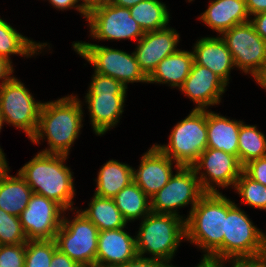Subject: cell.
<instances>
[{"label": "cell", "mask_w": 266, "mask_h": 267, "mask_svg": "<svg viewBox=\"0 0 266 267\" xmlns=\"http://www.w3.org/2000/svg\"><path fill=\"white\" fill-rule=\"evenodd\" d=\"M191 167L205 193H222L219 188L233 189L243 171V166L236 156L209 147L200 154Z\"/></svg>", "instance_id": "5bb4252c"}, {"label": "cell", "mask_w": 266, "mask_h": 267, "mask_svg": "<svg viewBox=\"0 0 266 267\" xmlns=\"http://www.w3.org/2000/svg\"><path fill=\"white\" fill-rule=\"evenodd\" d=\"M14 64L7 59L0 57V87L14 76Z\"/></svg>", "instance_id": "ab89813d"}, {"label": "cell", "mask_w": 266, "mask_h": 267, "mask_svg": "<svg viewBox=\"0 0 266 267\" xmlns=\"http://www.w3.org/2000/svg\"><path fill=\"white\" fill-rule=\"evenodd\" d=\"M266 156V135L257 125L241 123L238 136V160L242 166Z\"/></svg>", "instance_id": "f546056e"}, {"label": "cell", "mask_w": 266, "mask_h": 267, "mask_svg": "<svg viewBox=\"0 0 266 267\" xmlns=\"http://www.w3.org/2000/svg\"><path fill=\"white\" fill-rule=\"evenodd\" d=\"M181 35L170 25L158 31L145 32L133 51L143 73L149 77L165 57L179 50Z\"/></svg>", "instance_id": "ac0fdd59"}, {"label": "cell", "mask_w": 266, "mask_h": 267, "mask_svg": "<svg viewBox=\"0 0 266 267\" xmlns=\"http://www.w3.org/2000/svg\"><path fill=\"white\" fill-rule=\"evenodd\" d=\"M255 83L258 84V86H260V88H262L266 91V69L255 80Z\"/></svg>", "instance_id": "bcb514c9"}, {"label": "cell", "mask_w": 266, "mask_h": 267, "mask_svg": "<svg viewBox=\"0 0 266 267\" xmlns=\"http://www.w3.org/2000/svg\"><path fill=\"white\" fill-rule=\"evenodd\" d=\"M243 120L230 119L207 110V147L222 150L238 158V136Z\"/></svg>", "instance_id": "7402d4cb"}, {"label": "cell", "mask_w": 266, "mask_h": 267, "mask_svg": "<svg viewBox=\"0 0 266 267\" xmlns=\"http://www.w3.org/2000/svg\"><path fill=\"white\" fill-rule=\"evenodd\" d=\"M72 47L76 54L92 65L93 72L117 79L127 88L133 83H148V77L133 52L130 54L123 49L86 41H73Z\"/></svg>", "instance_id": "8992f818"}, {"label": "cell", "mask_w": 266, "mask_h": 267, "mask_svg": "<svg viewBox=\"0 0 266 267\" xmlns=\"http://www.w3.org/2000/svg\"><path fill=\"white\" fill-rule=\"evenodd\" d=\"M10 172L9 169L0 178V209L19 217L33 192L18 172L15 176L9 175Z\"/></svg>", "instance_id": "484cf974"}, {"label": "cell", "mask_w": 266, "mask_h": 267, "mask_svg": "<svg viewBox=\"0 0 266 267\" xmlns=\"http://www.w3.org/2000/svg\"><path fill=\"white\" fill-rule=\"evenodd\" d=\"M87 90L81 102L87 106L93 132L101 137L120 123L128 88L117 79L94 72Z\"/></svg>", "instance_id": "5b68a950"}, {"label": "cell", "mask_w": 266, "mask_h": 267, "mask_svg": "<svg viewBox=\"0 0 266 267\" xmlns=\"http://www.w3.org/2000/svg\"><path fill=\"white\" fill-rule=\"evenodd\" d=\"M250 216L228 197V213L222 243V261L264 253L266 231L254 225Z\"/></svg>", "instance_id": "30bf717a"}, {"label": "cell", "mask_w": 266, "mask_h": 267, "mask_svg": "<svg viewBox=\"0 0 266 267\" xmlns=\"http://www.w3.org/2000/svg\"><path fill=\"white\" fill-rule=\"evenodd\" d=\"M137 167V169L133 167L134 182L151 198L168 183L174 172L181 166L153 144L141 155L140 164Z\"/></svg>", "instance_id": "e0dca14e"}, {"label": "cell", "mask_w": 266, "mask_h": 267, "mask_svg": "<svg viewBox=\"0 0 266 267\" xmlns=\"http://www.w3.org/2000/svg\"><path fill=\"white\" fill-rule=\"evenodd\" d=\"M113 200L127 223L142 220L151 213L150 198L134 181L118 192Z\"/></svg>", "instance_id": "83f0119b"}, {"label": "cell", "mask_w": 266, "mask_h": 267, "mask_svg": "<svg viewBox=\"0 0 266 267\" xmlns=\"http://www.w3.org/2000/svg\"><path fill=\"white\" fill-rule=\"evenodd\" d=\"M137 256L136 237L124 228L99 231L96 266L118 267Z\"/></svg>", "instance_id": "d6986e66"}, {"label": "cell", "mask_w": 266, "mask_h": 267, "mask_svg": "<svg viewBox=\"0 0 266 267\" xmlns=\"http://www.w3.org/2000/svg\"><path fill=\"white\" fill-rule=\"evenodd\" d=\"M129 10L144 33L165 29L171 20L168 6L161 0H143Z\"/></svg>", "instance_id": "f1b7e54d"}, {"label": "cell", "mask_w": 266, "mask_h": 267, "mask_svg": "<svg viewBox=\"0 0 266 267\" xmlns=\"http://www.w3.org/2000/svg\"><path fill=\"white\" fill-rule=\"evenodd\" d=\"M255 31L266 41V11L250 17Z\"/></svg>", "instance_id": "60d3db41"}, {"label": "cell", "mask_w": 266, "mask_h": 267, "mask_svg": "<svg viewBox=\"0 0 266 267\" xmlns=\"http://www.w3.org/2000/svg\"><path fill=\"white\" fill-rule=\"evenodd\" d=\"M109 0H78L80 6L88 13L93 8L107 3Z\"/></svg>", "instance_id": "7bdbcfd3"}, {"label": "cell", "mask_w": 266, "mask_h": 267, "mask_svg": "<svg viewBox=\"0 0 266 267\" xmlns=\"http://www.w3.org/2000/svg\"><path fill=\"white\" fill-rule=\"evenodd\" d=\"M188 3L193 2L194 0H186Z\"/></svg>", "instance_id": "f907efd6"}, {"label": "cell", "mask_w": 266, "mask_h": 267, "mask_svg": "<svg viewBox=\"0 0 266 267\" xmlns=\"http://www.w3.org/2000/svg\"><path fill=\"white\" fill-rule=\"evenodd\" d=\"M266 267V255L264 253L255 256L234 257L222 261L217 267Z\"/></svg>", "instance_id": "e575fe53"}, {"label": "cell", "mask_w": 266, "mask_h": 267, "mask_svg": "<svg viewBox=\"0 0 266 267\" xmlns=\"http://www.w3.org/2000/svg\"><path fill=\"white\" fill-rule=\"evenodd\" d=\"M50 46L52 45L48 42H37L24 36V34L20 33L0 16V57L7 59L13 64L12 55L26 59L32 58L42 52L51 50Z\"/></svg>", "instance_id": "cb8c5ba5"}, {"label": "cell", "mask_w": 266, "mask_h": 267, "mask_svg": "<svg viewBox=\"0 0 266 267\" xmlns=\"http://www.w3.org/2000/svg\"><path fill=\"white\" fill-rule=\"evenodd\" d=\"M27 241L20 218L0 209V245H16Z\"/></svg>", "instance_id": "d6a6232c"}, {"label": "cell", "mask_w": 266, "mask_h": 267, "mask_svg": "<svg viewBox=\"0 0 266 267\" xmlns=\"http://www.w3.org/2000/svg\"><path fill=\"white\" fill-rule=\"evenodd\" d=\"M264 254L266 255V234H265V243H264Z\"/></svg>", "instance_id": "c3c4849f"}, {"label": "cell", "mask_w": 266, "mask_h": 267, "mask_svg": "<svg viewBox=\"0 0 266 267\" xmlns=\"http://www.w3.org/2000/svg\"><path fill=\"white\" fill-rule=\"evenodd\" d=\"M72 211L71 218L69 210L63 214L61 227L54 238L57 249L81 267L96 265L99 229L79 210Z\"/></svg>", "instance_id": "ba28073f"}, {"label": "cell", "mask_w": 266, "mask_h": 267, "mask_svg": "<svg viewBox=\"0 0 266 267\" xmlns=\"http://www.w3.org/2000/svg\"><path fill=\"white\" fill-rule=\"evenodd\" d=\"M170 266L171 265L162 260L137 256L135 259L130 260L127 263L118 267H170Z\"/></svg>", "instance_id": "74e56055"}, {"label": "cell", "mask_w": 266, "mask_h": 267, "mask_svg": "<svg viewBox=\"0 0 266 267\" xmlns=\"http://www.w3.org/2000/svg\"><path fill=\"white\" fill-rule=\"evenodd\" d=\"M1 130H2V124H1V121H0V133H1ZM0 151H3V149L1 148V146H0Z\"/></svg>", "instance_id": "681fc988"}, {"label": "cell", "mask_w": 266, "mask_h": 267, "mask_svg": "<svg viewBox=\"0 0 266 267\" xmlns=\"http://www.w3.org/2000/svg\"><path fill=\"white\" fill-rule=\"evenodd\" d=\"M245 2L250 17L266 11V0H245Z\"/></svg>", "instance_id": "b9f144b4"}, {"label": "cell", "mask_w": 266, "mask_h": 267, "mask_svg": "<svg viewBox=\"0 0 266 267\" xmlns=\"http://www.w3.org/2000/svg\"><path fill=\"white\" fill-rule=\"evenodd\" d=\"M197 18L218 36L235 25L250 21L245 0H210L207 9Z\"/></svg>", "instance_id": "44dd1931"}, {"label": "cell", "mask_w": 266, "mask_h": 267, "mask_svg": "<svg viewBox=\"0 0 266 267\" xmlns=\"http://www.w3.org/2000/svg\"><path fill=\"white\" fill-rule=\"evenodd\" d=\"M29 88L15 75L0 87V121L14 126L29 140L37 130L42 101L35 100Z\"/></svg>", "instance_id": "9c48e42d"}, {"label": "cell", "mask_w": 266, "mask_h": 267, "mask_svg": "<svg viewBox=\"0 0 266 267\" xmlns=\"http://www.w3.org/2000/svg\"><path fill=\"white\" fill-rule=\"evenodd\" d=\"M205 194L202 190L194 169L181 166L170 178L168 183L150 198L151 212L156 214H173L185 221L193 207ZM189 213L179 214V209L189 207Z\"/></svg>", "instance_id": "8fae6325"}, {"label": "cell", "mask_w": 266, "mask_h": 267, "mask_svg": "<svg viewBox=\"0 0 266 267\" xmlns=\"http://www.w3.org/2000/svg\"><path fill=\"white\" fill-rule=\"evenodd\" d=\"M94 181L96 183L95 195L113 198L134 181L133 167L116 159H110L100 167Z\"/></svg>", "instance_id": "d4e9b609"}, {"label": "cell", "mask_w": 266, "mask_h": 267, "mask_svg": "<svg viewBox=\"0 0 266 267\" xmlns=\"http://www.w3.org/2000/svg\"><path fill=\"white\" fill-rule=\"evenodd\" d=\"M69 156L38 152L26 162L18 173L24 178L32 192L58 203L65 211L74 207L76 189L74 172L66 165Z\"/></svg>", "instance_id": "3957f363"}, {"label": "cell", "mask_w": 266, "mask_h": 267, "mask_svg": "<svg viewBox=\"0 0 266 267\" xmlns=\"http://www.w3.org/2000/svg\"><path fill=\"white\" fill-rule=\"evenodd\" d=\"M192 52L196 64L210 69L227 85L230 83L231 70H235L236 67L231 52L221 36L208 35L198 38L192 46Z\"/></svg>", "instance_id": "ffe728a7"}, {"label": "cell", "mask_w": 266, "mask_h": 267, "mask_svg": "<svg viewBox=\"0 0 266 267\" xmlns=\"http://www.w3.org/2000/svg\"><path fill=\"white\" fill-rule=\"evenodd\" d=\"M227 87L218 75L194 62L189 76L178 90L193 101V110H210L209 107L222 103Z\"/></svg>", "instance_id": "2e32d148"}, {"label": "cell", "mask_w": 266, "mask_h": 267, "mask_svg": "<svg viewBox=\"0 0 266 267\" xmlns=\"http://www.w3.org/2000/svg\"><path fill=\"white\" fill-rule=\"evenodd\" d=\"M139 222L135 233L138 256L148 258L149 255L173 265L176 251L186 240L185 220L173 214L151 212Z\"/></svg>", "instance_id": "277c9868"}, {"label": "cell", "mask_w": 266, "mask_h": 267, "mask_svg": "<svg viewBox=\"0 0 266 267\" xmlns=\"http://www.w3.org/2000/svg\"><path fill=\"white\" fill-rule=\"evenodd\" d=\"M234 192L241 198V203L266 211V186L251 179L244 171L236 180Z\"/></svg>", "instance_id": "4dcf8cb0"}, {"label": "cell", "mask_w": 266, "mask_h": 267, "mask_svg": "<svg viewBox=\"0 0 266 267\" xmlns=\"http://www.w3.org/2000/svg\"><path fill=\"white\" fill-rule=\"evenodd\" d=\"M57 11L76 10L81 17L87 19V12L80 6L78 0H47ZM72 8V9H71Z\"/></svg>", "instance_id": "8d00e7d4"}, {"label": "cell", "mask_w": 266, "mask_h": 267, "mask_svg": "<svg viewBox=\"0 0 266 267\" xmlns=\"http://www.w3.org/2000/svg\"><path fill=\"white\" fill-rule=\"evenodd\" d=\"M4 151H0V178L10 169Z\"/></svg>", "instance_id": "f6af8a7d"}, {"label": "cell", "mask_w": 266, "mask_h": 267, "mask_svg": "<svg viewBox=\"0 0 266 267\" xmlns=\"http://www.w3.org/2000/svg\"><path fill=\"white\" fill-rule=\"evenodd\" d=\"M87 205V208H77V210L90 220L99 231L128 228L126 226L128 224L115 205L113 198H103L93 194Z\"/></svg>", "instance_id": "4316f807"}, {"label": "cell", "mask_w": 266, "mask_h": 267, "mask_svg": "<svg viewBox=\"0 0 266 267\" xmlns=\"http://www.w3.org/2000/svg\"><path fill=\"white\" fill-rule=\"evenodd\" d=\"M141 1L143 0H109L110 3L125 8H131Z\"/></svg>", "instance_id": "ee69618b"}, {"label": "cell", "mask_w": 266, "mask_h": 267, "mask_svg": "<svg viewBox=\"0 0 266 267\" xmlns=\"http://www.w3.org/2000/svg\"><path fill=\"white\" fill-rule=\"evenodd\" d=\"M26 243L0 246V267H24Z\"/></svg>", "instance_id": "836d02e7"}, {"label": "cell", "mask_w": 266, "mask_h": 267, "mask_svg": "<svg viewBox=\"0 0 266 267\" xmlns=\"http://www.w3.org/2000/svg\"><path fill=\"white\" fill-rule=\"evenodd\" d=\"M169 142L155 145L171 160L191 167L207 148V110H191L178 121L168 136Z\"/></svg>", "instance_id": "52a82bcc"}, {"label": "cell", "mask_w": 266, "mask_h": 267, "mask_svg": "<svg viewBox=\"0 0 266 267\" xmlns=\"http://www.w3.org/2000/svg\"><path fill=\"white\" fill-rule=\"evenodd\" d=\"M243 171L251 179L266 186V156L251 160L243 166Z\"/></svg>", "instance_id": "d590c367"}, {"label": "cell", "mask_w": 266, "mask_h": 267, "mask_svg": "<svg viewBox=\"0 0 266 267\" xmlns=\"http://www.w3.org/2000/svg\"><path fill=\"white\" fill-rule=\"evenodd\" d=\"M57 246L54 239L28 240L24 267H50Z\"/></svg>", "instance_id": "1f68e13d"}, {"label": "cell", "mask_w": 266, "mask_h": 267, "mask_svg": "<svg viewBox=\"0 0 266 267\" xmlns=\"http://www.w3.org/2000/svg\"><path fill=\"white\" fill-rule=\"evenodd\" d=\"M228 197L223 193H205L185 221L186 240L204 253L201 260L216 265L222 262V243Z\"/></svg>", "instance_id": "7a4b0ae2"}, {"label": "cell", "mask_w": 266, "mask_h": 267, "mask_svg": "<svg viewBox=\"0 0 266 267\" xmlns=\"http://www.w3.org/2000/svg\"><path fill=\"white\" fill-rule=\"evenodd\" d=\"M170 267H180V266H175L174 264L171 265ZM194 267H217V265L209 260H201L199 263L194 266Z\"/></svg>", "instance_id": "7dc6e473"}, {"label": "cell", "mask_w": 266, "mask_h": 267, "mask_svg": "<svg viewBox=\"0 0 266 267\" xmlns=\"http://www.w3.org/2000/svg\"><path fill=\"white\" fill-rule=\"evenodd\" d=\"M50 267H81L58 249L54 252Z\"/></svg>", "instance_id": "f35d334b"}, {"label": "cell", "mask_w": 266, "mask_h": 267, "mask_svg": "<svg viewBox=\"0 0 266 267\" xmlns=\"http://www.w3.org/2000/svg\"><path fill=\"white\" fill-rule=\"evenodd\" d=\"M89 35L92 40L138 42L144 35L143 30L131 16L129 8L121 7L109 1L93 8L87 13Z\"/></svg>", "instance_id": "4fadbf2b"}, {"label": "cell", "mask_w": 266, "mask_h": 267, "mask_svg": "<svg viewBox=\"0 0 266 267\" xmlns=\"http://www.w3.org/2000/svg\"><path fill=\"white\" fill-rule=\"evenodd\" d=\"M87 267H100V266L93 265V266H87Z\"/></svg>", "instance_id": "816d5d0a"}, {"label": "cell", "mask_w": 266, "mask_h": 267, "mask_svg": "<svg viewBox=\"0 0 266 267\" xmlns=\"http://www.w3.org/2000/svg\"><path fill=\"white\" fill-rule=\"evenodd\" d=\"M231 52L236 70L250 75L255 81L266 69V41L248 21L238 24L221 35Z\"/></svg>", "instance_id": "7c38bea8"}, {"label": "cell", "mask_w": 266, "mask_h": 267, "mask_svg": "<svg viewBox=\"0 0 266 267\" xmlns=\"http://www.w3.org/2000/svg\"><path fill=\"white\" fill-rule=\"evenodd\" d=\"M194 63L193 52L179 49L168 55L148 77L147 84L167 85L179 89L191 72Z\"/></svg>", "instance_id": "603a6c76"}, {"label": "cell", "mask_w": 266, "mask_h": 267, "mask_svg": "<svg viewBox=\"0 0 266 267\" xmlns=\"http://www.w3.org/2000/svg\"><path fill=\"white\" fill-rule=\"evenodd\" d=\"M65 210L55 201L33 193L19 216L28 240L54 239Z\"/></svg>", "instance_id": "9a60e30c"}, {"label": "cell", "mask_w": 266, "mask_h": 267, "mask_svg": "<svg viewBox=\"0 0 266 267\" xmlns=\"http://www.w3.org/2000/svg\"><path fill=\"white\" fill-rule=\"evenodd\" d=\"M77 94L43 102L37 130L31 137L32 144L47 142V147L39 151L47 154L70 155L76 139L84 127V109Z\"/></svg>", "instance_id": "6da1fadb"}]
</instances>
